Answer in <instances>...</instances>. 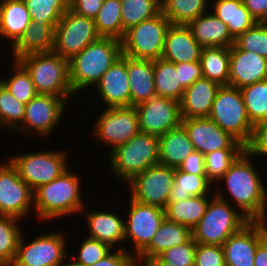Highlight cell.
Wrapping results in <instances>:
<instances>
[{
	"instance_id": "cell-1",
	"label": "cell",
	"mask_w": 267,
	"mask_h": 266,
	"mask_svg": "<svg viewBox=\"0 0 267 266\" xmlns=\"http://www.w3.org/2000/svg\"><path fill=\"white\" fill-rule=\"evenodd\" d=\"M253 160L255 158L244 150L214 184V194L229 202L250 221H263L265 179L261 174L263 171L259 172V165Z\"/></svg>"
},
{
	"instance_id": "cell-2",
	"label": "cell",
	"mask_w": 267,
	"mask_h": 266,
	"mask_svg": "<svg viewBox=\"0 0 267 266\" xmlns=\"http://www.w3.org/2000/svg\"><path fill=\"white\" fill-rule=\"evenodd\" d=\"M81 185L79 174H75L70 167L56 179L40 185L33 191L35 215L32 217L43 221L42 224L77 213L80 217L81 210L89 204L82 198L81 189L84 186Z\"/></svg>"
},
{
	"instance_id": "cell-3",
	"label": "cell",
	"mask_w": 267,
	"mask_h": 266,
	"mask_svg": "<svg viewBox=\"0 0 267 266\" xmlns=\"http://www.w3.org/2000/svg\"><path fill=\"white\" fill-rule=\"evenodd\" d=\"M122 55L121 41L99 37L69 60L70 83L74 94L90 90ZM86 89V90H85Z\"/></svg>"
},
{
	"instance_id": "cell-4",
	"label": "cell",
	"mask_w": 267,
	"mask_h": 266,
	"mask_svg": "<svg viewBox=\"0 0 267 266\" xmlns=\"http://www.w3.org/2000/svg\"><path fill=\"white\" fill-rule=\"evenodd\" d=\"M17 61L29 73L37 94L72 98L69 61L51 52L27 54Z\"/></svg>"
},
{
	"instance_id": "cell-5",
	"label": "cell",
	"mask_w": 267,
	"mask_h": 266,
	"mask_svg": "<svg viewBox=\"0 0 267 266\" xmlns=\"http://www.w3.org/2000/svg\"><path fill=\"white\" fill-rule=\"evenodd\" d=\"M107 156L108 170H111L114 179L117 177L125 184L135 175L159 163V137L138 132L128 142L108 152Z\"/></svg>"
},
{
	"instance_id": "cell-6",
	"label": "cell",
	"mask_w": 267,
	"mask_h": 266,
	"mask_svg": "<svg viewBox=\"0 0 267 266\" xmlns=\"http://www.w3.org/2000/svg\"><path fill=\"white\" fill-rule=\"evenodd\" d=\"M249 222L238 209L214 194L204 216L192 229V237L196 243L222 246Z\"/></svg>"
},
{
	"instance_id": "cell-7",
	"label": "cell",
	"mask_w": 267,
	"mask_h": 266,
	"mask_svg": "<svg viewBox=\"0 0 267 266\" xmlns=\"http://www.w3.org/2000/svg\"><path fill=\"white\" fill-rule=\"evenodd\" d=\"M24 234L25 230L20 237L17 254L11 266H68V234L58 230L40 233L29 242Z\"/></svg>"
},
{
	"instance_id": "cell-8",
	"label": "cell",
	"mask_w": 267,
	"mask_h": 266,
	"mask_svg": "<svg viewBox=\"0 0 267 266\" xmlns=\"http://www.w3.org/2000/svg\"><path fill=\"white\" fill-rule=\"evenodd\" d=\"M208 117L243 146L250 142L254 125L248 117L240 89L221 86Z\"/></svg>"
},
{
	"instance_id": "cell-9",
	"label": "cell",
	"mask_w": 267,
	"mask_h": 266,
	"mask_svg": "<svg viewBox=\"0 0 267 266\" xmlns=\"http://www.w3.org/2000/svg\"><path fill=\"white\" fill-rule=\"evenodd\" d=\"M39 150L7 156L19 177L34 191L65 172L70 165L68 150Z\"/></svg>"
},
{
	"instance_id": "cell-10",
	"label": "cell",
	"mask_w": 267,
	"mask_h": 266,
	"mask_svg": "<svg viewBox=\"0 0 267 266\" xmlns=\"http://www.w3.org/2000/svg\"><path fill=\"white\" fill-rule=\"evenodd\" d=\"M128 198L129 205L125 204L128 206L126 208L128 213L124 212L126 214L124 217V250L136 259L151 243L153 236L157 233L160 224L165 218V212L160 207ZM128 248L133 250L131 251Z\"/></svg>"
},
{
	"instance_id": "cell-11",
	"label": "cell",
	"mask_w": 267,
	"mask_h": 266,
	"mask_svg": "<svg viewBox=\"0 0 267 266\" xmlns=\"http://www.w3.org/2000/svg\"><path fill=\"white\" fill-rule=\"evenodd\" d=\"M171 25L162 11L155 17L132 26L121 40L122 54L134 59L161 58L165 35Z\"/></svg>"
},
{
	"instance_id": "cell-12",
	"label": "cell",
	"mask_w": 267,
	"mask_h": 266,
	"mask_svg": "<svg viewBox=\"0 0 267 266\" xmlns=\"http://www.w3.org/2000/svg\"><path fill=\"white\" fill-rule=\"evenodd\" d=\"M70 99L37 94L26 104L24 120L15 132L31 137L34 135V138H49L57 126L60 127L65 111H69L66 108H70Z\"/></svg>"
},
{
	"instance_id": "cell-13",
	"label": "cell",
	"mask_w": 267,
	"mask_h": 266,
	"mask_svg": "<svg viewBox=\"0 0 267 266\" xmlns=\"http://www.w3.org/2000/svg\"><path fill=\"white\" fill-rule=\"evenodd\" d=\"M100 110L101 112L95 118L97 120L94 121L91 131L94 141L97 139L99 144L101 142V145H105L106 148L109 147L110 152L140 132L135 107H110Z\"/></svg>"
},
{
	"instance_id": "cell-14",
	"label": "cell",
	"mask_w": 267,
	"mask_h": 266,
	"mask_svg": "<svg viewBox=\"0 0 267 266\" xmlns=\"http://www.w3.org/2000/svg\"><path fill=\"white\" fill-rule=\"evenodd\" d=\"M99 37L94 19L79 15L69 8L55 27L52 51L69 61Z\"/></svg>"
},
{
	"instance_id": "cell-15",
	"label": "cell",
	"mask_w": 267,
	"mask_h": 266,
	"mask_svg": "<svg viewBox=\"0 0 267 266\" xmlns=\"http://www.w3.org/2000/svg\"><path fill=\"white\" fill-rule=\"evenodd\" d=\"M175 168L156 164L135 175L126 186L131 199L165 209L174 182Z\"/></svg>"
},
{
	"instance_id": "cell-16",
	"label": "cell",
	"mask_w": 267,
	"mask_h": 266,
	"mask_svg": "<svg viewBox=\"0 0 267 266\" xmlns=\"http://www.w3.org/2000/svg\"><path fill=\"white\" fill-rule=\"evenodd\" d=\"M5 160L0 162V215L24 220L34 211L33 190L19 177L12 163Z\"/></svg>"
},
{
	"instance_id": "cell-17",
	"label": "cell",
	"mask_w": 267,
	"mask_h": 266,
	"mask_svg": "<svg viewBox=\"0 0 267 266\" xmlns=\"http://www.w3.org/2000/svg\"><path fill=\"white\" fill-rule=\"evenodd\" d=\"M139 119L140 132L158 137L181 125L180 102L154 96L135 106Z\"/></svg>"
},
{
	"instance_id": "cell-18",
	"label": "cell",
	"mask_w": 267,
	"mask_h": 266,
	"mask_svg": "<svg viewBox=\"0 0 267 266\" xmlns=\"http://www.w3.org/2000/svg\"><path fill=\"white\" fill-rule=\"evenodd\" d=\"M181 125L186 130L194 149L206 155L221 149H245L239 141L209 117L182 119Z\"/></svg>"
},
{
	"instance_id": "cell-19",
	"label": "cell",
	"mask_w": 267,
	"mask_h": 266,
	"mask_svg": "<svg viewBox=\"0 0 267 266\" xmlns=\"http://www.w3.org/2000/svg\"><path fill=\"white\" fill-rule=\"evenodd\" d=\"M267 237L262 221H250L222 245L226 266H254L257 246Z\"/></svg>"
},
{
	"instance_id": "cell-20",
	"label": "cell",
	"mask_w": 267,
	"mask_h": 266,
	"mask_svg": "<svg viewBox=\"0 0 267 266\" xmlns=\"http://www.w3.org/2000/svg\"><path fill=\"white\" fill-rule=\"evenodd\" d=\"M104 105L103 108L131 106L127 71V56L121 55L92 88Z\"/></svg>"
},
{
	"instance_id": "cell-21",
	"label": "cell",
	"mask_w": 267,
	"mask_h": 266,
	"mask_svg": "<svg viewBox=\"0 0 267 266\" xmlns=\"http://www.w3.org/2000/svg\"><path fill=\"white\" fill-rule=\"evenodd\" d=\"M112 210H88L83 208L80 216L85 220L89 238L99 240L113 249H124L125 225L124 217ZM88 225V226H87Z\"/></svg>"
},
{
	"instance_id": "cell-22",
	"label": "cell",
	"mask_w": 267,
	"mask_h": 266,
	"mask_svg": "<svg viewBox=\"0 0 267 266\" xmlns=\"http://www.w3.org/2000/svg\"><path fill=\"white\" fill-rule=\"evenodd\" d=\"M267 80V59L254 52L230 47L228 85L242 89L255 82Z\"/></svg>"
},
{
	"instance_id": "cell-23",
	"label": "cell",
	"mask_w": 267,
	"mask_h": 266,
	"mask_svg": "<svg viewBox=\"0 0 267 266\" xmlns=\"http://www.w3.org/2000/svg\"><path fill=\"white\" fill-rule=\"evenodd\" d=\"M202 49L187 25L171 24L165 35L161 58L175 64L196 62L200 61Z\"/></svg>"
},
{
	"instance_id": "cell-24",
	"label": "cell",
	"mask_w": 267,
	"mask_h": 266,
	"mask_svg": "<svg viewBox=\"0 0 267 266\" xmlns=\"http://www.w3.org/2000/svg\"><path fill=\"white\" fill-rule=\"evenodd\" d=\"M220 87L219 84L202 77L186 88L180 100L182 119L208 117Z\"/></svg>"
},
{
	"instance_id": "cell-25",
	"label": "cell",
	"mask_w": 267,
	"mask_h": 266,
	"mask_svg": "<svg viewBox=\"0 0 267 266\" xmlns=\"http://www.w3.org/2000/svg\"><path fill=\"white\" fill-rule=\"evenodd\" d=\"M202 47H231L234 39L228 26L210 10L187 24Z\"/></svg>"
},
{
	"instance_id": "cell-26",
	"label": "cell",
	"mask_w": 267,
	"mask_h": 266,
	"mask_svg": "<svg viewBox=\"0 0 267 266\" xmlns=\"http://www.w3.org/2000/svg\"><path fill=\"white\" fill-rule=\"evenodd\" d=\"M131 106L135 107L156 96L154 84V61L134 59L127 56Z\"/></svg>"
},
{
	"instance_id": "cell-27",
	"label": "cell",
	"mask_w": 267,
	"mask_h": 266,
	"mask_svg": "<svg viewBox=\"0 0 267 266\" xmlns=\"http://www.w3.org/2000/svg\"><path fill=\"white\" fill-rule=\"evenodd\" d=\"M31 22L24 0L0 1V38L10 42L9 49L19 40Z\"/></svg>"
},
{
	"instance_id": "cell-28",
	"label": "cell",
	"mask_w": 267,
	"mask_h": 266,
	"mask_svg": "<svg viewBox=\"0 0 267 266\" xmlns=\"http://www.w3.org/2000/svg\"><path fill=\"white\" fill-rule=\"evenodd\" d=\"M55 27L48 23L31 22L19 40L9 50L11 59L27 54L51 52L54 47Z\"/></svg>"
},
{
	"instance_id": "cell-29",
	"label": "cell",
	"mask_w": 267,
	"mask_h": 266,
	"mask_svg": "<svg viewBox=\"0 0 267 266\" xmlns=\"http://www.w3.org/2000/svg\"><path fill=\"white\" fill-rule=\"evenodd\" d=\"M210 6L209 10L228 26L234 40L257 23L242 0H211Z\"/></svg>"
},
{
	"instance_id": "cell-30",
	"label": "cell",
	"mask_w": 267,
	"mask_h": 266,
	"mask_svg": "<svg viewBox=\"0 0 267 266\" xmlns=\"http://www.w3.org/2000/svg\"><path fill=\"white\" fill-rule=\"evenodd\" d=\"M195 151L182 125L159 137V164L179 168L184 159Z\"/></svg>"
},
{
	"instance_id": "cell-31",
	"label": "cell",
	"mask_w": 267,
	"mask_h": 266,
	"mask_svg": "<svg viewBox=\"0 0 267 266\" xmlns=\"http://www.w3.org/2000/svg\"><path fill=\"white\" fill-rule=\"evenodd\" d=\"M192 237V230L179 223L164 218L149 246L136 259L158 257L164 251L187 242Z\"/></svg>"
},
{
	"instance_id": "cell-32",
	"label": "cell",
	"mask_w": 267,
	"mask_h": 266,
	"mask_svg": "<svg viewBox=\"0 0 267 266\" xmlns=\"http://www.w3.org/2000/svg\"><path fill=\"white\" fill-rule=\"evenodd\" d=\"M211 197L212 195H202L179 202H168L164 209L165 218L192 230L204 216Z\"/></svg>"
},
{
	"instance_id": "cell-33",
	"label": "cell",
	"mask_w": 267,
	"mask_h": 266,
	"mask_svg": "<svg viewBox=\"0 0 267 266\" xmlns=\"http://www.w3.org/2000/svg\"><path fill=\"white\" fill-rule=\"evenodd\" d=\"M202 195H214V185L207 179V176L190 174L175 168L174 182L168 202H179Z\"/></svg>"
},
{
	"instance_id": "cell-34",
	"label": "cell",
	"mask_w": 267,
	"mask_h": 266,
	"mask_svg": "<svg viewBox=\"0 0 267 266\" xmlns=\"http://www.w3.org/2000/svg\"><path fill=\"white\" fill-rule=\"evenodd\" d=\"M200 63L203 77L220 86L228 85L230 47H203Z\"/></svg>"
},
{
	"instance_id": "cell-35",
	"label": "cell",
	"mask_w": 267,
	"mask_h": 266,
	"mask_svg": "<svg viewBox=\"0 0 267 266\" xmlns=\"http://www.w3.org/2000/svg\"><path fill=\"white\" fill-rule=\"evenodd\" d=\"M154 84L156 96L180 102L185 89L179 82L175 63L163 58L154 60Z\"/></svg>"
},
{
	"instance_id": "cell-36",
	"label": "cell",
	"mask_w": 267,
	"mask_h": 266,
	"mask_svg": "<svg viewBox=\"0 0 267 266\" xmlns=\"http://www.w3.org/2000/svg\"><path fill=\"white\" fill-rule=\"evenodd\" d=\"M210 0H161L162 13L171 24L187 25L209 11Z\"/></svg>"
},
{
	"instance_id": "cell-37",
	"label": "cell",
	"mask_w": 267,
	"mask_h": 266,
	"mask_svg": "<svg viewBox=\"0 0 267 266\" xmlns=\"http://www.w3.org/2000/svg\"><path fill=\"white\" fill-rule=\"evenodd\" d=\"M94 23L100 37L121 41L125 35L121 22V0H104Z\"/></svg>"
},
{
	"instance_id": "cell-38",
	"label": "cell",
	"mask_w": 267,
	"mask_h": 266,
	"mask_svg": "<svg viewBox=\"0 0 267 266\" xmlns=\"http://www.w3.org/2000/svg\"><path fill=\"white\" fill-rule=\"evenodd\" d=\"M20 220L0 215V266H11L15 260L18 243L24 230Z\"/></svg>"
},
{
	"instance_id": "cell-39",
	"label": "cell",
	"mask_w": 267,
	"mask_h": 266,
	"mask_svg": "<svg viewBox=\"0 0 267 266\" xmlns=\"http://www.w3.org/2000/svg\"><path fill=\"white\" fill-rule=\"evenodd\" d=\"M162 11L161 0H121L123 30L157 16Z\"/></svg>"
},
{
	"instance_id": "cell-40",
	"label": "cell",
	"mask_w": 267,
	"mask_h": 266,
	"mask_svg": "<svg viewBox=\"0 0 267 266\" xmlns=\"http://www.w3.org/2000/svg\"><path fill=\"white\" fill-rule=\"evenodd\" d=\"M240 91L251 123L267 121V80L255 82Z\"/></svg>"
},
{
	"instance_id": "cell-41",
	"label": "cell",
	"mask_w": 267,
	"mask_h": 266,
	"mask_svg": "<svg viewBox=\"0 0 267 266\" xmlns=\"http://www.w3.org/2000/svg\"><path fill=\"white\" fill-rule=\"evenodd\" d=\"M11 61L12 63L9 64L12 69L9 70V72L12 71L11 74L9 76H5L4 79H0V81L8 88L17 100L27 104L37 95V92L26 69L17 60Z\"/></svg>"
},
{
	"instance_id": "cell-42",
	"label": "cell",
	"mask_w": 267,
	"mask_h": 266,
	"mask_svg": "<svg viewBox=\"0 0 267 266\" xmlns=\"http://www.w3.org/2000/svg\"><path fill=\"white\" fill-rule=\"evenodd\" d=\"M71 0H24L31 21L57 26L62 15L69 9Z\"/></svg>"
},
{
	"instance_id": "cell-43",
	"label": "cell",
	"mask_w": 267,
	"mask_h": 266,
	"mask_svg": "<svg viewBox=\"0 0 267 266\" xmlns=\"http://www.w3.org/2000/svg\"><path fill=\"white\" fill-rule=\"evenodd\" d=\"M25 109L26 104L17 100L0 81V129L15 133L24 120Z\"/></svg>"
},
{
	"instance_id": "cell-44",
	"label": "cell",
	"mask_w": 267,
	"mask_h": 266,
	"mask_svg": "<svg viewBox=\"0 0 267 266\" xmlns=\"http://www.w3.org/2000/svg\"><path fill=\"white\" fill-rule=\"evenodd\" d=\"M78 246L77 253L73 254V257L69 254L68 266H91L113 250L109 245L89 237H84Z\"/></svg>"
},
{
	"instance_id": "cell-45",
	"label": "cell",
	"mask_w": 267,
	"mask_h": 266,
	"mask_svg": "<svg viewBox=\"0 0 267 266\" xmlns=\"http://www.w3.org/2000/svg\"><path fill=\"white\" fill-rule=\"evenodd\" d=\"M244 150L221 149L204 155L207 179L214 185Z\"/></svg>"
},
{
	"instance_id": "cell-46",
	"label": "cell",
	"mask_w": 267,
	"mask_h": 266,
	"mask_svg": "<svg viewBox=\"0 0 267 266\" xmlns=\"http://www.w3.org/2000/svg\"><path fill=\"white\" fill-rule=\"evenodd\" d=\"M233 45L237 49L254 52L267 59V24L257 22L239 35Z\"/></svg>"
},
{
	"instance_id": "cell-47",
	"label": "cell",
	"mask_w": 267,
	"mask_h": 266,
	"mask_svg": "<svg viewBox=\"0 0 267 266\" xmlns=\"http://www.w3.org/2000/svg\"><path fill=\"white\" fill-rule=\"evenodd\" d=\"M196 244L191 237L187 242L169 248L158 257L173 266H194Z\"/></svg>"
},
{
	"instance_id": "cell-48",
	"label": "cell",
	"mask_w": 267,
	"mask_h": 266,
	"mask_svg": "<svg viewBox=\"0 0 267 266\" xmlns=\"http://www.w3.org/2000/svg\"><path fill=\"white\" fill-rule=\"evenodd\" d=\"M194 266H226L222 246L197 243Z\"/></svg>"
},
{
	"instance_id": "cell-49",
	"label": "cell",
	"mask_w": 267,
	"mask_h": 266,
	"mask_svg": "<svg viewBox=\"0 0 267 266\" xmlns=\"http://www.w3.org/2000/svg\"><path fill=\"white\" fill-rule=\"evenodd\" d=\"M245 150L256 158V161H264V159L267 161V121L257 123L253 126L252 137L250 142L245 146Z\"/></svg>"
},
{
	"instance_id": "cell-50",
	"label": "cell",
	"mask_w": 267,
	"mask_h": 266,
	"mask_svg": "<svg viewBox=\"0 0 267 266\" xmlns=\"http://www.w3.org/2000/svg\"><path fill=\"white\" fill-rule=\"evenodd\" d=\"M175 66L176 71H178L179 82L184 89L203 77L200 61L181 62L175 64Z\"/></svg>"
},
{
	"instance_id": "cell-51",
	"label": "cell",
	"mask_w": 267,
	"mask_h": 266,
	"mask_svg": "<svg viewBox=\"0 0 267 266\" xmlns=\"http://www.w3.org/2000/svg\"><path fill=\"white\" fill-rule=\"evenodd\" d=\"M135 263L133 256L124 249H113L107 256L91 266H133Z\"/></svg>"
},
{
	"instance_id": "cell-52",
	"label": "cell",
	"mask_w": 267,
	"mask_h": 266,
	"mask_svg": "<svg viewBox=\"0 0 267 266\" xmlns=\"http://www.w3.org/2000/svg\"><path fill=\"white\" fill-rule=\"evenodd\" d=\"M178 169L190 174L206 175L205 157L201 152L195 150L184 159Z\"/></svg>"
},
{
	"instance_id": "cell-53",
	"label": "cell",
	"mask_w": 267,
	"mask_h": 266,
	"mask_svg": "<svg viewBox=\"0 0 267 266\" xmlns=\"http://www.w3.org/2000/svg\"><path fill=\"white\" fill-rule=\"evenodd\" d=\"M103 1L104 0H71L69 8L79 15L94 19Z\"/></svg>"
},
{
	"instance_id": "cell-54",
	"label": "cell",
	"mask_w": 267,
	"mask_h": 266,
	"mask_svg": "<svg viewBox=\"0 0 267 266\" xmlns=\"http://www.w3.org/2000/svg\"><path fill=\"white\" fill-rule=\"evenodd\" d=\"M249 13L257 22L267 19V0H242Z\"/></svg>"
},
{
	"instance_id": "cell-55",
	"label": "cell",
	"mask_w": 267,
	"mask_h": 266,
	"mask_svg": "<svg viewBox=\"0 0 267 266\" xmlns=\"http://www.w3.org/2000/svg\"><path fill=\"white\" fill-rule=\"evenodd\" d=\"M254 266H267V237L257 246Z\"/></svg>"
},
{
	"instance_id": "cell-56",
	"label": "cell",
	"mask_w": 267,
	"mask_h": 266,
	"mask_svg": "<svg viewBox=\"0 0 267 266\" xmlns=\"http://www.w3.org/2000/svg\"><path fill=\"white\" fill-rule=\"evenodd\" d=\"M139 266H173L170 263H166L159 257L149 258V259H135Z\"/></svg>"
},
{
	"instance_id": "cell-57",
	"label": "cell",
	"mask_w": 267,
	"mask_h": 266,
	"mask_svg": "<svg viewBox=\"0 0 267 266\" xmlns=\"http://www.w3.org/2000/svg\"><path fill=\"white\" fill-rule=\"evenodd\" d=\"M267 180H265L264 189V208H263V220L267 217Z\"/></svg>"
},
{
	"instance_id": "cell-58",
	"label": "cell",
	"mask_w": 267,
	"mask_h": 266,
	"mask_svg": "<svg viewBox=\"0 0 267 266\" xmlns=\"http://www.w3.org/2000/svg\"><path fill=\"white\" fill-rule=\"evenodd\" d=\"M262 222L264 224V227H265V230H266V233H267V217Z\"/></svg>"
}]
</instances>
